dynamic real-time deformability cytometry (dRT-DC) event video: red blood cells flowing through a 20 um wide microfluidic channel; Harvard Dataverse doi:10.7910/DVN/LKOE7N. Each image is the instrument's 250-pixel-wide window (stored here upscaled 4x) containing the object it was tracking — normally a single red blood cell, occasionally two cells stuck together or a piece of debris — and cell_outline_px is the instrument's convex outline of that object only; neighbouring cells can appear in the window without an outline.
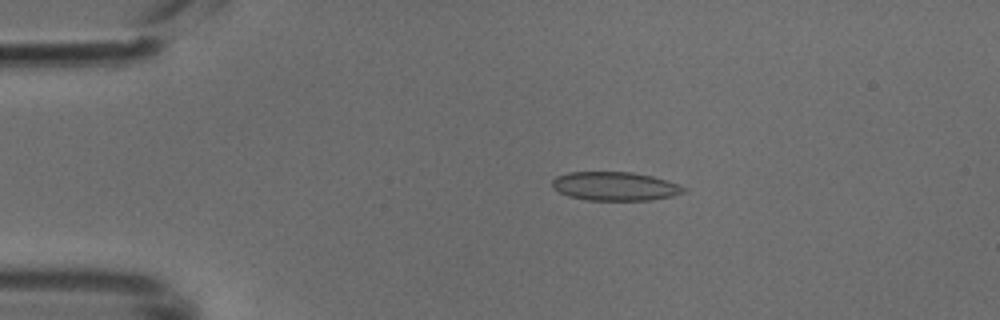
{"species": "common noctule bat (a hibernating species)", "species_latin": "Nyctalus noctula", "temperature_condition": "cold", "stored_images_in_passage": 49, "camera_frame_rate_fps": 3000, "um_per_image_px": 0.085, "animal": {"sex": "male", "body_mass_g": 18.8}, "frame": {"image": 1, "passage_image": 10, "time_ms": 3.0, "image_size_px": [1000, 320], "cell_outline_px": [[688, 188], [684, 192], [672, 196], [652, 200], [588, 200], [568, 196], [552, 188], [552, 180], [556, 176], [568, 172], [632, 172], [652, 176]], "centroid_in_image_um": [52.24, 15.83], "position_along_channel_um": 32.8, "area_um2": 21.96}}
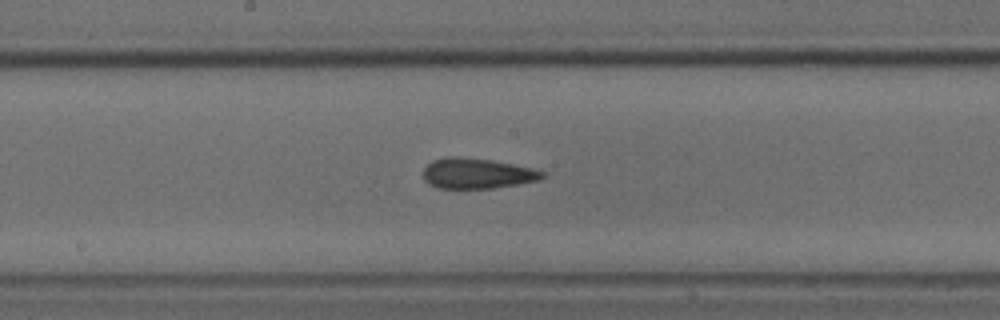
{"frame": {"image": 2, "passage_image": 26, "time_ms": 8.333, "image_size_px": [1000, 320], "cell_outline_px": [[544, 176], [540, 180], [492, 188], [436, 188], [428, 184], [424, 180], [424, 168], [432, 160], [448, 156], [456, 156], [492, 160], [532, 168], [544, 172]], "centroid_in_image_um": [40.51, 14.74], "position_along_channel_um": 207.7, "area_um2": 21.04}}
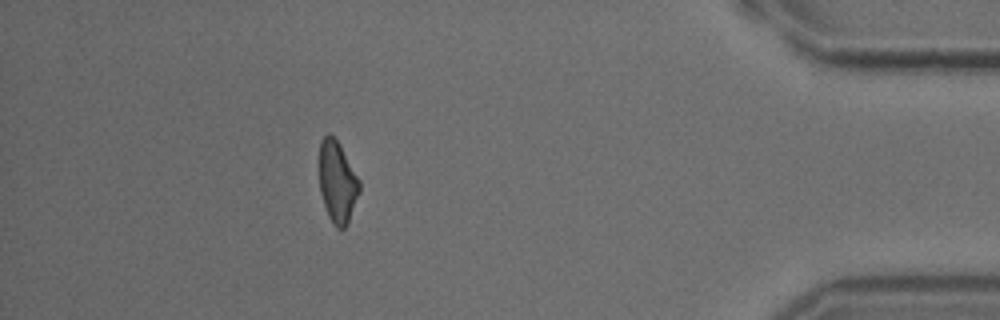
{"frame": {"image": 3, "passage_image": 44, "time_ms": 14.333, "image_size_px": [1000, 320], "cell_outline_px": [[360, 192], [348, 224], [344, 228], [336, 228], [332, 224], [328, 216], [320, 192], [320, 140], [328, 132], [340, 144], [360, 180]], "centroid_in_image_um": [28.69, 15.49], "position_along_channel_um": 406.5, "area_um2": 19.19}}